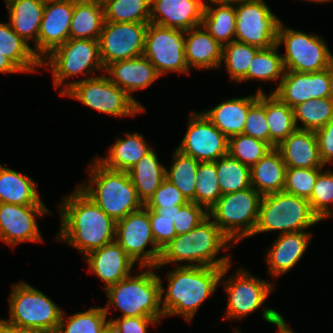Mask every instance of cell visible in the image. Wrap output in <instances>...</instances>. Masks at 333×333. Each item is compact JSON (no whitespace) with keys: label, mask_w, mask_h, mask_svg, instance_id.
I'll return each mask as SVG.
<instances>
[{"label":"cell","mask_w":333,"mask_h":333,"mask_svg":"<svg viewBox=\"0 0 333 333\" xmlns=\"http://www.w3.org/2000/svg\"><path fill=\"white\" fill-rule=\"evenodd\" d=\"M125 137L116 138V142L109 148L108 156L96 159L108 169L128 172L153 149L140 133H126Z\"/></svg>","instance_id":"obj_31"},{"label":"cell","mask_w":333,"mask_h":333,"mask_svg":"<svg viewBox=\"0 0 333 333\" xmlns=\"http://www.w3.org/2000/svg\"><path fill=\"white\" fill-rule=\"evenodd\" d=\"M258 92L264 93L259 87L254 95L228 99L202 113L228 139L240 135L243 133L248 110L258 99Z\"/></svg>","instance_id":"obj_25"},{"label":"cell","mask_w":333,"mask_h":333,"mask_svg":"<svg viewBox=\"0 0 333 333\" xmlns=\"http://www.w3.org/2000/svg\"><path fill=\"white\" fill-rule=\"evenodd\" d=\"M209 2H237L239 0H208Z\"/></svg>","instance_id":"obj_58"},{"label":"cell","mask_w":333,"mask_h":333,"mask_svg":"<svg viewBox=\"0 0 333 333\" xmlns=\"http://www.w3.org/2000/svg\"><path fill=\"white\" fill-rule=\"evenodd\" d=\"M115 241L139 267H156L161 250L156 246L151 231L149 210L143 206L116 222ZM148 244L152 248L145 250Z\"/></svg>","instance_id":"obj_14"},{"label":"cell","mask_w":333,"mask_h":333,"mask_svg":"<svg viewBox=\"0 0 333 333\" xmlns=\"http://www.w3.org/2000/svg\"><path fill=\"white\" fill-rule=\"evenodd\" d=\"M173 155L170 170L165 168V178L174 184L189 202H195V181L199 162L178 149Z\"/></svg>","instance_id":"obj_37"},{"label":"cell","mask_w":333,"mask_h":333,"mask_svg":"<svg viewBox=\"0 0 333 333\" xmlns=\"http://www.w3.org/2000/svg\"><path fill=\"white\" fill-rule=\"evenodd\" d=\"M286 165L275 147L250 167L251 186L262 196L284 190Z\"/></svg>","instance_id":"obj_29"},{"label":"cell","mask_w":333,"mask_h":333,"mask_svg":"<svg viewBox=\"0 0 333 333\" xmlns=\"http://www.w3.org/2000/svg\"><path fill=\"white\" fill-rule=\"evenodd\" d=\"M36 186L31 177L0 164V203L45 206Z\"/></svg>","instance_id":"obj_30"},{"label":"cell","mask_w":333,"mask_h":333,"mask_svg":"<svg viewBox=\"0 0 333 333\" xmlns=\"http://www.w3.org/2000/svg\"><path fill=\"white\" fill-rule=\"evenodd\" d=\"M12 29L26 42L33 40L38 56V35L45 0H5Z\"/></svg>","instance_id":"obj_28"},{"label":"cell","mask_w":333,"mask_h":333,"mask_svg":"<svg viewBox=\"0 0 333 333\" xmlns=\"http://www.w3.org/2000/svg\"><path fill=\"white\" fill-rule=\"evenodd\" d=\"M91 272L106 283L107 289L130 275L134 261L113 241L85 255Z\"/></svg>","instance_id":"obj_22"},{"label":"cell","mask_w":333,"mask_h":333,"mask_svg":"<svg viewBox=\"0 0 333 333\" xmlns=\"http://www.w3.org/2000/svg\"><path fill=\"white\" fill-rule=\"evenodd\" d=\"M48 213L45 206L0 203V240L10 246L23 241H43L35 219Z\"/></svg>","instance_id":"obj_19"},{"label":"cell","mask_w":333,"mask_h":333,"mask_svg":"<svg viewBox=\"0 0 333 333\" xmlns=\"http://www.w3.org/2000/svg\"><path fill=\"white\" fill-rule=\"evenodd\" d=\"M140 268L149 269L134 277L129 275L105 289L109 302L103 308L107 315L114 305L122 311L120 317H151L158 321L165 317L161 307V278L152 271L155 267Z\"/></svg>","instance_id":"obj_5"},{"label":"cell","mask_w":333,"mask_h":333,"mask_svg":"<svg viewBox=\"0 0 333 333\" xmlns=\"http://www.w3.org/2000/svg\"><path fill=\"white\" fill-rule=\"evenodd\" d=\"M236 12L235 41L268 48L276 44L280 19L264 0L234 2Z\"/></svg>","instance_id":"obj_12"},{"label":"cell","mask_w":333,"mask_h":333,"mask_svg":"<svg viewBox=\"0 0 333 333\" xmlns=\"http://www.w3.org/2000/svg\"><path fill=\"white\" fill-rule=\"evenodd\" d=\"M47 65L53 73L55 88L65 84L59 92L61 96L67 91L65 79L88 73L94 77V71L105 70L100 58L99 40L92 39H68L42 60V67Z\"/></svg>","instance_id":"obj_9"},{"label":"cell","mask_w":333,"mask_h":333,"mask_svg":"<svg viewBox=\"0 0 333 333\" xmlns=\"http://www.w3.org/2000/svg\"><path fill=\"white\" fill-rule=\"evenodd\" d=\"M185 34L186 31L181 29L148 23L143 55L160 76L168 71L189 74L185 59Z\"/></svg>","instance_id":"obj_13"},{"label":"cell","mask_w":333,"mask_h":333,"mask_svg":"<svg viewBox=\"0 0 333 333\" xmlns=\"http://www.w3.org/2000/svg\"><path fill=\"white\" fill-rule=\"evenodd\" d=\"M63 96L77 99L88 107L115 117H130L145 111L107 75L68 82Z\"/></svg>","instance_id":"obj_10"},{"label":"cell","mask_w":333,"mask_h":333,"mask_svg":"<svg viewBox=\"0 0 333 333\" xmlns=\"http://www.w3.org/2000/svg\"><path fill=\"white\" fill-rule=\"evenodd\" d=\"M195 182V203L208 211L222 196L215 162H199Z\"/></svg>","instance_id":"obj_43"},{"label":"cell","mask_w":333,"mask_h":333,"mask_svg":"<svg viewBox=\"0 0 333 333\" xmlns=\"http://www.w3.org/2000/svg\"><path fill=\"white\" fill-rule=\"evenodd\" d=\"M208 216V211L201 205L195 202H188L183 205L180 210H176L174 228L176 236L186 234L194 229Z\"/></svg>","instance_id":"obj_49"},{"label":"cell","mask_w":333,"mask_h":333,"mask_svg":"<svg viewBox=\"0 0 333 333\" xmlns=\"http://www.w3.org/2000/svg\"><path fill=\"white\" fill-rule=\"evenodd\" d=\"M320 222L307 199L284 191L262 196L253 235L280 230L281 234L300 232Z\"/></svg>","instance_id":"obj_6"},{"label":"cell","mask_w":333,"mask_h":333,"mask_svg":"<svg viewBox=\"0 0 333 333\" xmlns=\"http://www.w3.org/2000/svg\"><path fill=\"white\" fill-rule=\"evenodd\" d=\"M74 1L47 0L38 35V58L42 61L69 39Z\"/></svg>","instance_id":"obj_20"},{"label":"cell","mask_w":333,"mask_h":333,"mask_svg":"<svg viewBox=\"0 0 333 333\" xmlns=\"http://www.w3.org/2000/svg\"><path fill=\"white\" fill-rule=\"evenodd\" d=\"M323 168H287L284 192L309 200Z\"/></svg>","instance_id":"obj_47"},{"label":"cell","mask_w":333,"mask_h":333,"mask_svg":"<svg viewBox=\"0 0 333 333\" xmlns=\"http://www.w3.org/2000/svg\"><path fill=\"white\" fill-rule=\"evenodd\" d=\"M269 144V127L265 112V93L258 92L257 101L249 108L243 133Z\"/></svg>","instance_id":"obj_48"},{"label":"cell","mask_w":333,"mask_h":333,"mask_svg":"<svg viewBox=\"0 0 333 333\" xmlns=\"http://www.w3.org/2000/svg\"><path fill=\"white\" fill-rule=\"evenodd\" d=\"M276 148L287 168H324L315 131L296 129Z\"/></svg>","instance_id":"obj_24"},{"label":"cell","mask_w":333,"mask_h":333,"mask_svg":"<svg viewBox=\"0 0 333 333\" xmlns=\"http://www.w3.org/2000/svg\"><path fill=\"white\" fill-rule=\"evenodd\" d=\"M205 4L202 26L222 46L235 40L236 12L234 2H210Z\"/></svg>","instance_id":"obj_35"},{"label":"cell","mask_w":333,"mask_h":333,"mask_svg":"<svg viewBox=\"0 0 333 333\" xmlns=\"http://www.w3.org/2000/svg\"><path fill=\"white\" fill-rule=\"evenodd\" d=\"M307 1H313V2H317V3H324V2H330V1H333V0H307Z\"/></svg>","instance_id":"obj_60"},{"label":"cell","mask_w":333,"mask_h":333,"mask_svg":"<svg viewBox=\"0 0 333 333\" xmlns=\"http://www.w3.org/2000/svg\"><path fill=\"white\" fill-rule=\"evenodd\" d=\"M297 129L316 131L333 119V98L310 99L293 107ZM298 120L302 127L298 126Z\"/></svg>","instance_id":"obj_39"},{"label":"cell","mask_w":333,"mask_h":333,"mask_svg":"<svg viewBox=\"0 0 333 333\" xmlns=\"http://www.w3.org/2000/svg\"><path fill=\"white\" fill-rule=\"evenodd\" d=\"M185 35V59L189 69L220 68L223 46L202 25L187 30Z\"/></svg>","instance_id":"obj_27"},{"label":"cell","mask_w":333,"mask_h":333,"mask_svg":"<svg viewBox=\"0 0 333 333\" xmlns=\"http://www.w3.org/2000/svg\"><path fill=\"white\" fill-rule=\"evenodd\" d=\"M214 162L222 195L252 187L248 165L240 163L228 154Z\"/></svg>","instance_id":"obj_40"},{"label":"cell","mask_w":333,"mask_h":333,"mask_svg":"<svg viewBox=\"0 0 333 333\" xmlns=\"http://www.w3.org/2000/svg\"><path fill=\"white\" fill-rule=\"evenodd\" d=\"M103 7L106 22H150L151 0H110Z\"/></svg>","instance_id":"obj_41"},{"label":"cell","mask_w":333,"mask_h":333,"mask_svg":"<svg viewBox=\"0 0 333 333\" xmlns=\"http://www.w3.org/2000/svg\"><path fill=\"white\" fill-rule=\"evenodd\" d=\"M308 201L320 221L333 215L329 206L333 204V172L327 170L318 174Z\"/></svg>","instance_id":"obj_46"},{"label":"cell","mask_w":333,"mask_h":333,"mask_svg":"<svg viewBox=\"0 0 333 333\" xmlns=\"http://www.w3.org/2000/svg\"><path fill=\"white\" fill-rule=\"evenodd\" d=\"M93 1L97 2L100 5H104V4H106L110 0H93Z\"/></svg>","instance_id":"obj_59"},{"label":"cell","mask_w":333,"mask_h":333,"mask_svg":"<svg viewBox=\"0 0 333 333\" xmlns=\"http://www.w3.org/2000/svg\"><path fill=\"white\" fill-rule=\"evenodd\" d=\"M188 202L189 201L181 193V191L165 178L144 206L175 207V205H185Z\"/></svg>","instance_id":"obj_50"},{"label":"cell","mask_w":333,"mask_h":333,"mask_svg":"<svg viewBox=\"0 0 333 333\" xmlns=\"http://www.w3.org/2000/svg\"><path fill=\"white\" fill-rule=\"evenodd\" d=\"M276 44L285 45V71L313 73L333 66V55L318 35L285 28L281 22Z\"/></svg>","instance_id":"obj_11"},{"label":"cell","mask_w":333,"mask_h":333,"mask_svg":"<svg viewBox=\"0 0 333 333\" xmlns=\"http://www.w3.org/2000/svg\"><path fill=\"white\" fill-rule=\"evenodd\" d=\"M259 49L235 40L223 45L222 61L224 60L230 79L240 82L247 75L253 57Z\"/></svg>","instance_id":"obj_44"},{"label":"cell","mask_w":333,"mask_h":333,"mask_svg":"<svg viewBox=\"0 0 333 333\" xmlns=\"http://www.w3.org/2000/svg\"><path fill=\"white\" fill-rule=\"evenodd\" d=\"M231 264L224 268L178 265L167 274L168 287H161L164 316L181 315L191 321L201 304L210 297ZM163 295L165 297L163 298Z\"/></svg>","instance_id":"obj_2"},{"label":"cell","mask_w":333,"mask_h":333,"mask_svg":"<svg viewBox=\"0 0 333 333\" xmlns=\"http://www.w3.org/2000/svg\"><path fill=\"white\" fill-rule=\"evenodd\" d=\"M87 173L89 183L78 187L116 222L144 206L127 171L108 169L96 159Z\"/></svg>","instance_id":"obj_4"},{"label":"cell","mask_w":333,"mask_h":333,"mask_svg":"<svg viewBox=\"0 0 333 333\" xmlns=\"http://www.w3.org/2000/svg\"><path fill=\"white\" fill-rule=\"evenodd\" d=\"M204 0H151L150 22L187 31L202 25Z\"/></svg>","instance_id":"obj_21"},{"label":"cell","mask_w":333,"mask_h":333,"mask_svg":"<svg viewBox=\"0 0 333 333\" xmlns=\"http://www.w3.org/2000/svg\"><path fill=\"white\" fill-rule=\"evenodd\" d=\"M103 307H91L87 311L77 312L67 317L62 312L56 333H102L109 327V320Z\"/></svg>","instance_id":"obj_42"},{"label":"cell","mask_w":333,"mask_h":333,"mask_svg":"<svg viewBox=\"0 0 333 333\" xmlns=\"http://www.w3.org/2000/svg\"><path fill=\"white\" fill-rule=\"evenodd\" d=\"M102 333H114L113 330L108 327L106 330H104Z\"/></svg>","instance_id":"obj_61"},{"label":"cell","mask_w":333,"mask_h":333,"mask_svg":"<svg viewBox=\"0 0 333 333\" xmlns=\"http://www.w3.org/2000/svg\"><path fill=\"white\" fill-rule=\"evenodd\" d=\"M28 333H46V332H28Z\"/></svg>","instance_id":"obj_62"},{"label":"cell","mask_w":333,"mask_h":333,"mask_svg":"<svg viewBox=\"0 0 333 333\" xmlns=\"http://www.w3.org/2000/svg\"><path fill=\"white\" fill-rule=\"evenodd\" d=\"M271 149L272 147L268 143L260 139L240 134L228 139L227 154L240 163L251 167Z\"/></svg>","instance_id":"obj_45"},{"label":"cell","mask_w":333,"mask_h":333,"mask_svg":"<svg viewBox=\"0 0 333 333\" xmlns=\"http://www.w3.org/2000/svg\"><path fill=\"white\" fill-rule=\"evenodd\" d=\"M183 205H175V207H146L148 210H153L156 214L162 215V218H168L174 223L176 210H180Z\"/></svg>","instance_id":"obj_55"},{"label":"cell","mask_w":333,"mask_h":333,"mask_svg":"<svg viewBox=\"0 0 333 333\" xmlns=\"http://www.w3.org/2000/svg\"><path fill=\"white\" fill-rule=\"evenodd\" d=\"M0 53L9 59L22 72H38L35 67L42 61L11 27L10 23L0 22Z\"/></svg>","instance_id":"obj_33"},{"label":"cell","mask_w":333,"mask_h":333,"mask_svg":"<svg viewBox=\"0 0 333 333\" xmlns=\"http://www.w3.org/2000/svg\"><path fill=\"white\" fill-rule=\"evenodd\" d=\"M319 155L324 166L333 163V119L324 127L315 131Z\"/></svg>","instance_id":"obj_53"},{"label":"cell","mask_w":333,"mask_h":333,"mask_svg":"<svg viewBox=\"0 0 333 333\" xmlns=\"http://www.w3.org/2000/svg\"><path fill=\"white\" fill-rule=\"evenodd\" d=\"M104 22L103 5L93 0H74L69 39L99 40Z\"/></svg>","instance_id":"obj_32"},{"label":"cell","mask_w":333,"mask_h":333,"mask_svg":"<svg viewBox=\"0 0 333 333\" xmlns=\"http://www.w3.org/2000/svg\"><path fill=\"white\" fill-rule=\"evenodd\" d=\"M156 318L151 317H118L109 319V327L114 333H147L149 324H158Z\"/></svg>","instance_id":"obj_52"},{"label":"cell","mask_w":333,"mask_h":333,"mask_svg":"<svg viewBox=\"0 0 333 333\" xmlns=\"http://www.w3.org/2000/svg\"><path fill=\"white\" fill-rule=\"evenodd\" d=\"M210 219L207 216L188 233L177 235L161 250L159 263L154 269L169 263L175 264L182 261L189 262L185 266L224 268L231 264L230 255L214 260L221 249L225 250L226 247L229 249L233 243Z\"/></svg>","instance_id":"obj_3"},{"label":"cell","mask_w":333,"mask_h":333,"mask_svg":"<svg viewBox=\"0 0 333 333\" xmlns=\"http://www.w3.org/2000/svg\"><path fill=\"white\" fill-rule=\"evenodd\" d=\"M273 94L291 108L310 99L333 98V66L313 73L285 71Z\"/></svg>","instance_id":"obj_18"},{"label":"cell","mask_w":333,"mask_h":333,"mask_svg":"<svg viewBox=\"0 0 333 333\" xmlns=\"http://www.w3.org/2000/svg\"><path fill=\"white\" fill-rule=\"evenodd\" d=\"M262 195L253 187L222 195L208 210V216L237 244L253 235L256 228Z\"/></svg>","instance_id":"obj_8"},{"label":"cell","mask_w":333,"mask_h":333,"mask_svg":"<svg viewBox=\"0 0 333 333\" xmlns=\"http://www.w3.org/2000/svg\"><path fill=\"white\" fill-rule=\"evenodd\" d=\"M235 333H241V332L237 329V330H235Z\"/></svg>","instance_id":"obj_63"},{"label":"cell","mask_w":333,"mask_h":333,"mask_svg":"<svg viewBox=\"0 0 333 333\" xmlns=\"http://www.w3.org/2000/svg\"><path fill=\"white\" fill-rule=\"evenodd\" d=\"M236 272L237 274L222 282L228 295L223 319H241L258 310L274 289L271 283L254 277L242 268Z\"/></svg>","instance_id":"obj_17"},{"label":"cell","mask_w":333,"mask_h":333,"mask_svg":"<svg viewBox=\"0 0 333 333\" xmlns=\"http://www.w3.org/2000/svg\"><path fill=\"white\" fill-rule=\"evenodd\" d=\"M265 112L269 127V145L275 148L297 129L293 108L271 93L265 95Z\"/></svg>","instance_id":"obj_36"},{"label":"cell","mask_w":333,"mask_h":333,"mask_svg":"<svg viewBox=\"0 0 333 333\" xmlns=\"http://www.w3.org/2000/svg\"><path fill=\"white\" fill-rule=\"evenodd\" d=\"M109 79L124 90L143 110L144 108L131 93L145 89L160 77L155 66L144 56L111 63L105 68Z\"/></svg>","instance_id":"obj_23"},{"label":"cell","mask_w":333,"mask_h":333,"mask_svg":"<svg viewBox=\"0 0 333 333\" xmlns=\"http://www.w3.org/2000/svg\"><path fill=\"white\" fill-rule=\"evenodd\" d=\"M149 219L156 246L162 250L176 237L174 224L170 219L162 218V215L156 214L153 210H149Z\"/></svg>","instance_id":"obj_51"},{"label":"cell","mask_w":333,"mask_h":333,"mask_svg":"<svg viewBox=\"0 0 333 333\" xmlns=\"http://www.w3.org/2000/svg\"><path fill=\"white\" fill-rule=\"evenodd\" d=\"M58 241H65L86 255L115 241L116 221L98 207L78 186L59 205Z\"/></svg>","instance_id":"obj_1"},{"label":"cell","mask_w":333,"mask_h":333,"mask_svg":"<svg viewBox=\"0 0 333 333\" xmlns=\"http://www.w3.org/2000/svg\"><path fill=\"white\" fill-rule=\"evenodd\" d=\"M311 236L306 231L279 235L266 255L268 273L279 277L292 269L305 253Z\"/></svg>","instance_id":"obj_26"},{"label":"cell","mask_w":333,"mask_h":333,"mask_svg":"<svg viewBox=\"0 0 333 333\" xmlns=\"http://www.w3.org/2000/svg\"><path fill=\"white\" fill-rule=\"evenodd\" d=\"M148 23L104 22L99 38L101 62L111 63L143 55Z\"/></svg>","instance_id":"obj_15"},{"label":"cell","mask_w":333,"mask_h":333,"mask_svg":"<svg viewBox=\"0 0 333 333\" xmlns=\"http://www.w3.org/2000/svg\"><path fill=\"white\" fill-rule=\"evenodd\" d=\"M263 319L270 324H274L278 327V333H296L293 332L292 329L287 326L286 321L284 320L283 316L278 313L276 310L271 308H266L263 310Z\"/></svg>","instance_id":"obj_54"},{"label":"cell","mask_w":333,"mask_h":333,"mask_svg":"<svg viewBox=\"0 0 333 333\" xmlns=\"http://www.w3.org/2000/svg\"><path fill=\"white\" fill-rule=\"evenodd\" d=\"M278 45L260 48L253 57L247 75L240 81L258 79L261 81H276L283 78L285 67L282 55L278 54Z\"/></svg>","instance_id":"obj_38"},{"label":"cell","mask_w":333,"mask_h":333,"mask_svg":"<svg viewBox=\"0 0 333 333\" xmlns=\"http://www.w3.org/2000/svg\"><path fill=\"white\" fill-rule=\"evenodd\" d=\"M29 331L19 328L17 325L0 319V333H28Z\"/></svg>","instance_id":"obj_57"},{"label":"cell","mask_w":333,"mask_h":333,"mask_svg":"<svg viewBox=\"0 0 333 333\" xmlns=\"http://www.w3.org/2000/svg\"><path fill=\"white\" fill-rule=\"evenodd\" d=\"M187 132L177 149L198 162H214L227 155L228 138L201 113L189 115Z\"/></svg>","instance_id":"obj_16"},{"label":"cell","mask_w":333,"mask_h":333,"mask_svg":"<svg viewBox=\"0 0 333 333\" xmlns=\"http://www.w3.org/2000/svg\"><path fill=\"white\" fill-rule=\"evenodd\" d=\"M128 174L136 189L138 198L145 204L165 179V166L155 150H151L132 167Z\"/></svg>","instance_id":"obj_34"},{"label":"cell","mask_w":333,"mask_h":333,"mask_svg":"<svg viewBox=\"0 0 333 333\" xmlns=\"http://www.w3.org/2000/svg\"><path fill=\"white\" fill-rule=\"evenodd\" d=\"M9 306V323L29 332H57L63 310L26 282L13 285Z\"/></svg>","instance_id":"obj_7"},{"label":"cell","mask_w":333,"mask_h":333,"mask_svg":"<svg viewBox=\"0 0 333 333\" xmlns=\"http://www.w3.org/2000/svg\"><path fill=\"white\" fill-rule=\"evenodd\" d=\"M21 71L5 56L0 53V73L8 74V73H16Z\"/></svg>","instance_id":"obj_56"}]
</instances>
